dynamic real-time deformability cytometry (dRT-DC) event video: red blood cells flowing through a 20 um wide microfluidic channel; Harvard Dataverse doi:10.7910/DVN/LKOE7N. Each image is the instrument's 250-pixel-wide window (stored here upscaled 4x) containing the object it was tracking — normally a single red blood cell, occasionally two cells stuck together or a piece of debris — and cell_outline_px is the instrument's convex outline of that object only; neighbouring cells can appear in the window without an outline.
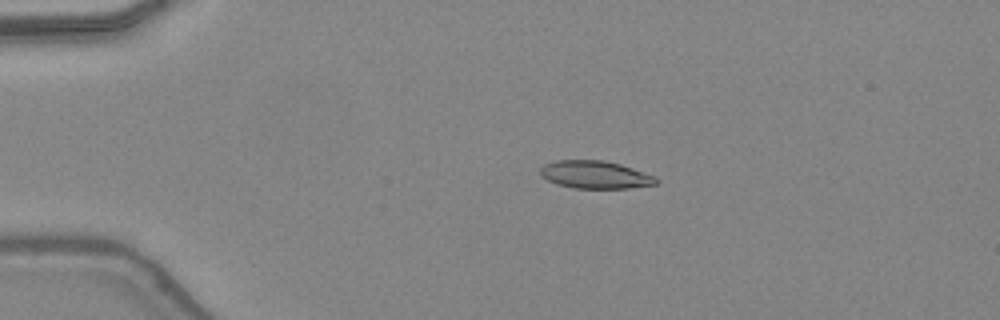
{"species": "common noctule bat (a hibernating species)", "species_latin": "Nyctalus noctula", "temperature_condition": "warm", "stored_images_in_passage": 39, "camera_frame_rate_fps": 3000, "um_per_image_px": 0.085, "animal": {"sex": "female", "body_mass_g": 24.6, "forearm_length_mm": 56.2}, "frame": {"image": 1, "passage_image": 2, "time_ms": 0.333, "image_size_px": [1000, 320], "cell_outline_px": [[656, 184], [624, 188], [580, 188], [560, 184], [544, 176], [548, 164], [564, 160], [596, 160], [616, 164], [640, 172], [656, 180]], "centroid_in_image_um": [50.63, 14.86], "position_along_channel_um": 34.4, "area_um2": 16.94}}
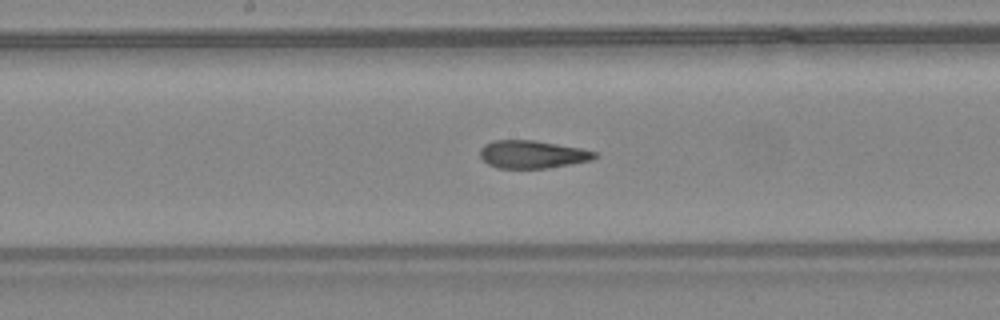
{"frame": {"image": 2, "passage_image": 17, "time_ms": 5.333, "image_size_px": [1000, 320], "cell_outline_px": [[596, 156], [584, 160], [564, 164], [540, 168], [504, 168], [492, 164], [484, 160], [480, 152], [488, 144], [500, 140], [528, 140], [576, 148], [592, 152]], "centroid_in_image_um": [45.16, 13.12], "position_along_channel_um": 203.0, "area_um2": 16.94}}
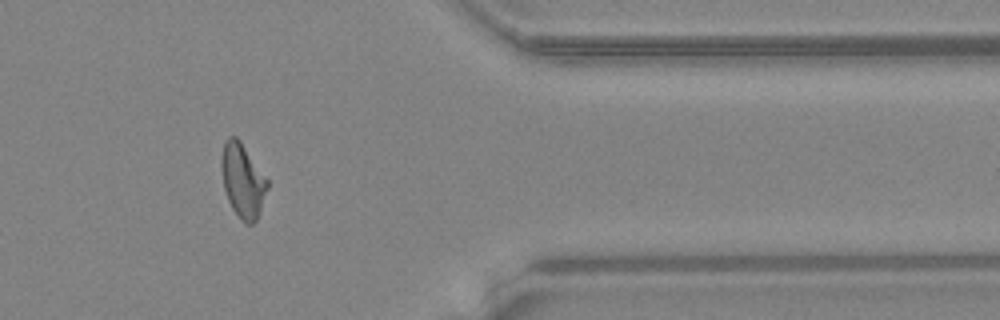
{"frame": {"image": 3, "passage_image": 31, "time_ms": 10.0, "image_size_px": [1000, 320], "cell_outline_px": [[268, 184], [256, 220], [252, 224], [248, 224], [236, 212], [228, 196], [224, 184], [224, 144], [232, 136], [236, 136], [268, 180]], "centroid_in_image_um": [20.69, 15.36], "position_along_channel_um": 390.7, "area_um2": 18.03}, "authors_computed_cell_mechanics": {"area_um2": 17.2822, "velocity_mm_per_s": 4.4236, "shape_relaxation_time_tau1_ms": null, "shape_relaxation_time_tau2_ms": 2.1335, "deformation_change_tau1": null, "deformation_change_tau2": 0.0893}}